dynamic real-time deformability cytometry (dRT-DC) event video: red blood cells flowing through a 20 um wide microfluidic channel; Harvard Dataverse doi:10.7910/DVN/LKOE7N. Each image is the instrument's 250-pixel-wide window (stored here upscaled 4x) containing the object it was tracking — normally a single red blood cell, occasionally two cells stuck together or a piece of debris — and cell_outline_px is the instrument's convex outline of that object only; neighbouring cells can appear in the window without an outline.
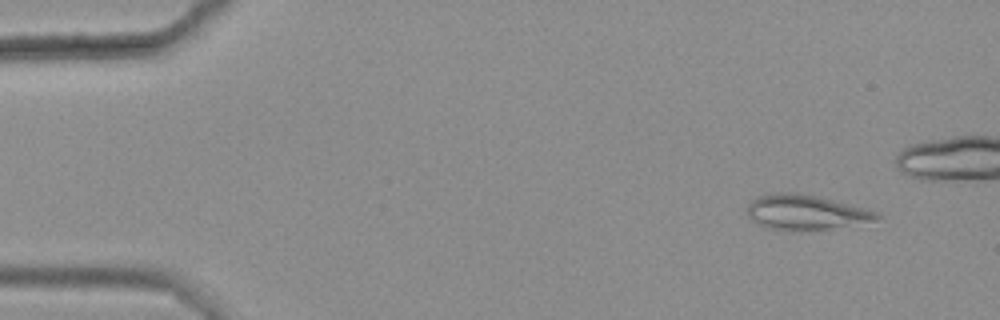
{"species": "common noctule bat (a hibernating species)", "species_latin": "Nyctalus noctula", "temperature_condition": "warm", "stored_images_in_passage": 5, "camera_frame_rate_fps": 3000, "um_per_image_px": 0.085, "animal": {"sex": "female", "body_mass_g": 25.1}, "frame": {"image": 1, "passage_image": 1, "time_ms": 0.0, "image_size_px": [1000, 320], "cell_outline_px": [[880, 216], [876, 220], [832, 228], [764, 228], [756, 224], [748, 216], [748, 204], [756, 196], [780, 192], [796, 192], [816, 196], [868, 208], [880, 212]], "centroid_in_image_um": [68.48, 18.0], "position_along_channel_um": 16.5, "area_um2": 25.78}}